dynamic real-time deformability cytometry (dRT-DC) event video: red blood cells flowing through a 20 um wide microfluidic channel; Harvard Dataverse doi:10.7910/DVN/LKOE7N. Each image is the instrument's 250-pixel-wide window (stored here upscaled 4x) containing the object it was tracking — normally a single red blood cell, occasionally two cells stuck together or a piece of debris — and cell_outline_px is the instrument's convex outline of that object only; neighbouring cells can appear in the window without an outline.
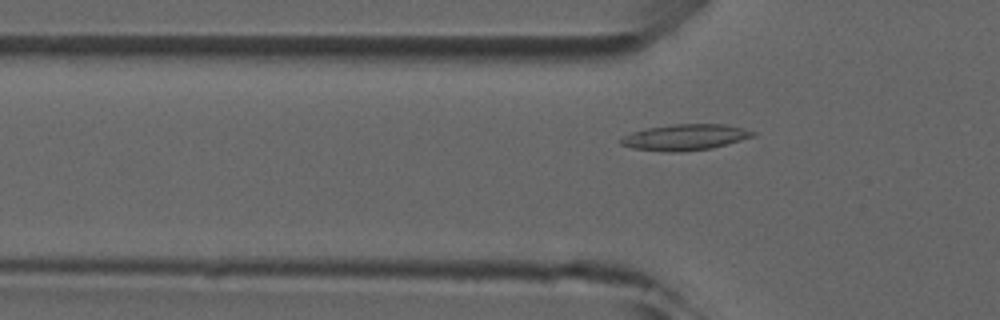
{"species": "common noctule bat (a hibernating species)", "species_latin": "Nyctalus noctula", "temperature_condition": "room temperature", "stored_images_in_passage": 6, "camera_frame_rate_fps": 3000, "um_per_image_px": 0.085, "animal": {"sex": "male", "forearm_length_mm": 52.5}, "frame": {"image": 1, "passage_image": 6, "time_ms": 6.333, "image_size_px": [1000, 320], "cell_outline_px": [[756, 136], [712, 148], [680, 152], [664, 152], [632, 148], [620, 144], [620, 140], [624, 136], [632, 132], [648, 128], [672, 124], [724, 124], [744, 128], [756, 132]], "centroid_in_image_um": [58.25, 11.67], "position_along_channel_um": 67.5, "area_um2": 20.06}}